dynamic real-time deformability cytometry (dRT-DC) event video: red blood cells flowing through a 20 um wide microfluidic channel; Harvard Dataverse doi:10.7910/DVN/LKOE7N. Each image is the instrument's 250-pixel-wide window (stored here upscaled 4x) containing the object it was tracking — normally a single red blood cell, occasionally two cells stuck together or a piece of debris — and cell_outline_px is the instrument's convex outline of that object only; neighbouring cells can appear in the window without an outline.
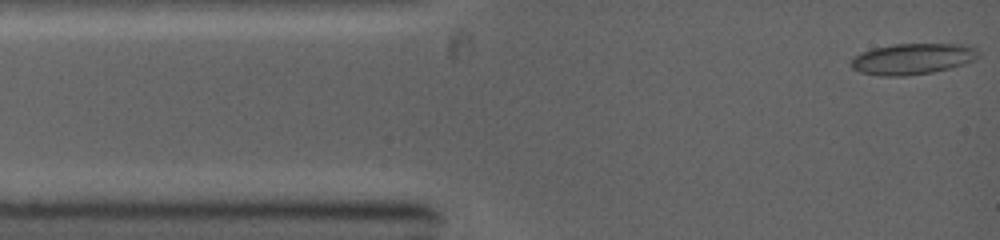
{"species": "common noctule bat (a hibernating species)", "species_latin": "Nyctalus noctula", "temperature_condition": "warm", "stored_images_in_passage": 74, "camera_frame_rate_fps": 5000, "um_per_image_px": 0.085, "animal": {"sex": "female", "body_mass_g": 19.0, "forearm_length_mm": 53.3}, "frame": {"image": 1, "passage_image": 1, "time_ms": 0.0, "image_size_px": [1000, 240], "cell_outline_px": [[980, 56], [964, 64], [932, 72], [908, 76], [880, 76], [860, 72], [852, 68], [848, 64], [860, 52], [892, 44], [968, 44], [976, 48], [980, 52]], "centroid_in_image_um": [77.57, 5.0], "position_along_channel_um": 7.4, "area_um2": 23.12}}
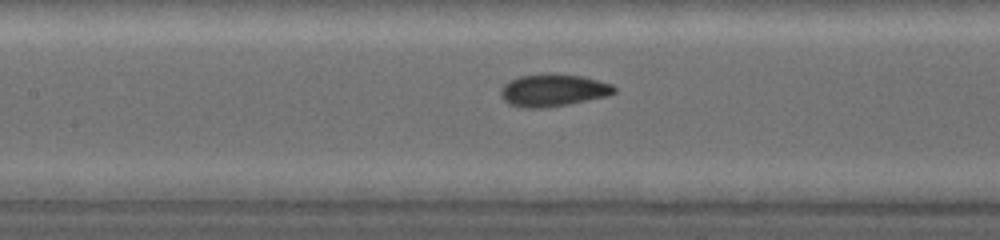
{"frame": {"image": 2, "passage_image": 30, "time_ms": 4.6, "image_size_px": [1000, 240], "cell_outline_px": [[616, 92], [608, 96], [548, 108], [524, 108], [508, 104], [500, 96], [500, 88], [508, 80], [520, 76], [548, 72], [580, 76], [612, 84], [616, 88]], "centroid_in_image_um": [46.97, 7.67], "position_along_channel_um": 160.4, "area_um2": 21.73}}
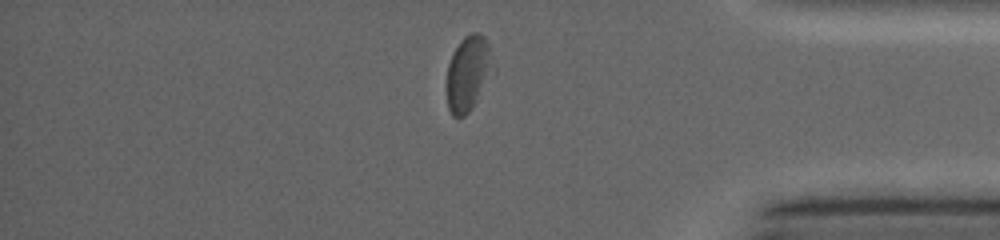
{"frame": {"image": 3, "passage_image": 66, "time_ms": 10.2, "image_size_px": [1000, 240], "cell_outline_px": [[496, 68], [472, 108], [464, 116], [452, 116], [448, 108], [448, 64], [452, 52], [460, 40], [464, 36], [472, 32], [480, 32], [484, 36], [488, 44]], "centroid_in_image_um": [39.83, 6.18], "position_along_channel_um": 395.4, "area_um2": 20.4}}